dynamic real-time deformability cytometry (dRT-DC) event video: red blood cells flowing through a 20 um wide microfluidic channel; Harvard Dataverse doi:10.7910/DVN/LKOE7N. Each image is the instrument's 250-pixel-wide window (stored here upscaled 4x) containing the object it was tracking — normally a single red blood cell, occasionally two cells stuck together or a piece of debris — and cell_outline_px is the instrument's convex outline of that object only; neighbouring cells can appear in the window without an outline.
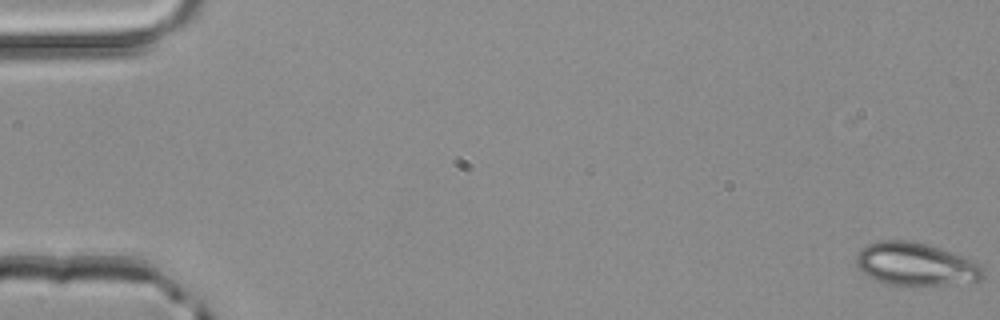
{"species": "common noctule bat (a hibernating species)", "species_latin": "Nyctalus noctula", "temperature_condition": "room temperature", "stored_images_in_passage": 53, "camera_frame_rate_fps": 3000, "um_per_image_px": 0.085, "animal": {"sex": "male", "body_mass_g": 20.4}, "frame": {"image": 1, "passage_image": 1, "time_ms": 0.0, "image_size_px": [1000, 320], "cell_outline_px": [[984, 276], [980, 280], [948, 284], [912, 288], [888, 284], [872, 280], [856, 264], [856, 252], [860, 248], [868, 244], [880, 240], [908, 240], [940, 248], [972, 260], [980, 264], [984, 268]], "centroid_in_image_um": [77.8, 22.49], "position_along_channel_um": 7.2, "area_um2": 32.31}}
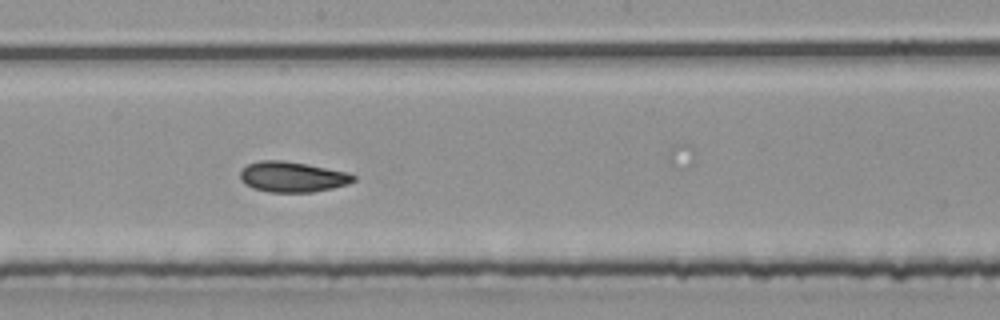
{"frame": {"image": 2, "passage_image": 30, "time_ms": 9.667, "image_size_px": [1000, 320], "cell_outline_px": [[356, 180], [348, 184], [332, 188], [312, 192], [268, 192], [252, 188], [244, 184], [240, 180], [240, 172], [248, 164], [260, 160], [284, 160], [348, 172], [356, 176]], "centroid_in_image_um": [24.84, 15.04], "position_along_channel_um": 223.4, "area_um2": 20.17}}
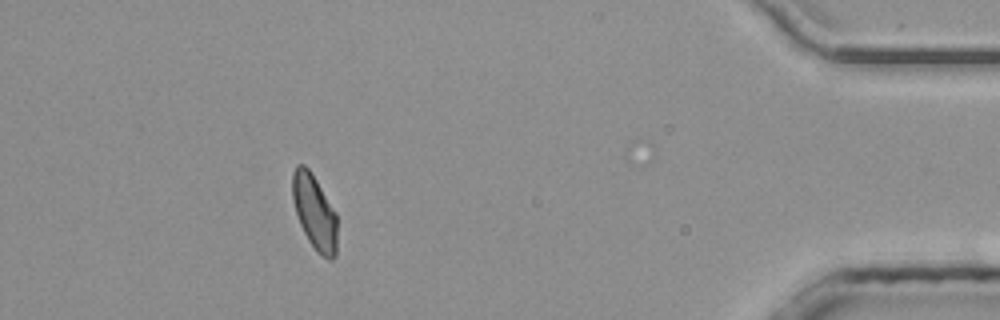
{"frame": {"image": 3, "passage_image": 48, "time_ms": 15.667, "image_size_px": [1000, 320], "cell_outline_px": [[336, 256], [332, 260], [328, 260], [316, 252], [308, 240], [300, 224], [292, 200], [292, 172], [296, 164], [304, 164], [308, 168], [316, 180], [336, 212]], "centroid_in_image_um": [26.72, 18.03], "position_along_channel_um": 408.5, "area_um2": 19.54}, "authors_computed_cell_mechanics": {"area_um2": 20.23, "velocity_mm_per_s": 4.0234, "shape_relaxation_time_tau1_ms": 3.6352, "shape_relaxation_time_tau2_ms": 2.6233, "deformation_change_tau1": 0.1014, "deformation_change_tau2": 0.0533}}